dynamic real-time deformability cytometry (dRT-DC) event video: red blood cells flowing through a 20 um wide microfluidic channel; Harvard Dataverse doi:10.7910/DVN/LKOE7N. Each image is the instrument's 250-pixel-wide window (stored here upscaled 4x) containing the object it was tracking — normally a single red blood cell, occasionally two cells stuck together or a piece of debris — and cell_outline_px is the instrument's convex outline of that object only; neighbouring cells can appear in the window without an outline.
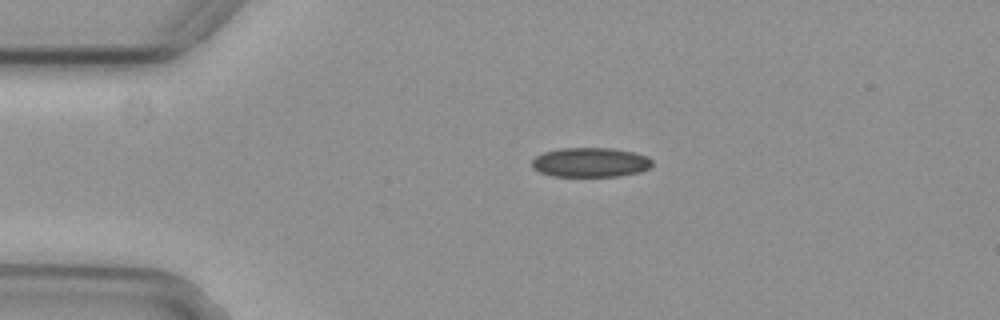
{"species": "common noctule bat (a hibernating species)", "species_latin": "Nyctalus noctula", "temperature_condition": "cold", "stored_images_in_passage": 2, "camera_frame_rate_fps": 3000, "um_per_image_px": 0.085, "animal": {"sex": "female", "body_mass_g": 29.2, "forearm_length_mm": 56.3}, "frame": {"image": 1, "passage_image": 1, "time_ms": 0.0, "image_size_px": [1000, 320], "cell_outline_px": [[652, 164], [648, 168], [640, 172], [620, 176], [552, 176], [540, 172], [532, 168], [532, 160], [536, 156], [544, 152], [560, 148], [612, 148], [632, 152], [648, 156], [652, 160]], "centroid_in_image_um": [50.18, 13.8], "position_along_channel_um": 34.8, "area_um2": 20.69}}